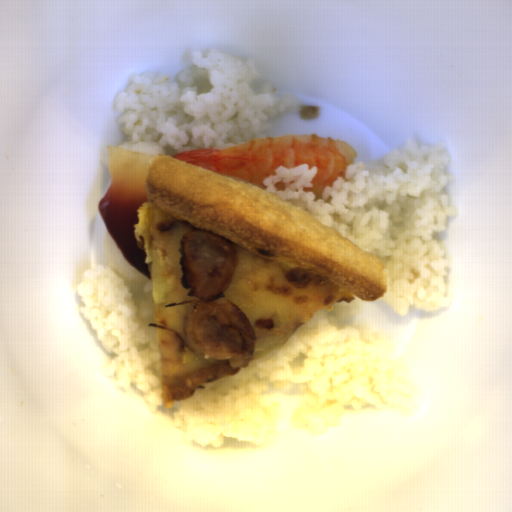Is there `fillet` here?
<instances>
[{"mask_svg": "<svg viewBox=\"0 0 512 512\" xmlns=\"http://www.w3.org/2000/svg\"><path fill=\"white\" fill-rule=\"evenodd\" d=\"M154 156L153 153L108 146L110 183L97 203L98 212L118 250L130 266L151 281V264H145L146 254L134 236L133 224L138 222V207L149 202L146 182Z\"/></svg>", "mask_w": 512, "mask_h": 512, "instance_id": "fillet-1", "label": "fillet"}]
</instances>
